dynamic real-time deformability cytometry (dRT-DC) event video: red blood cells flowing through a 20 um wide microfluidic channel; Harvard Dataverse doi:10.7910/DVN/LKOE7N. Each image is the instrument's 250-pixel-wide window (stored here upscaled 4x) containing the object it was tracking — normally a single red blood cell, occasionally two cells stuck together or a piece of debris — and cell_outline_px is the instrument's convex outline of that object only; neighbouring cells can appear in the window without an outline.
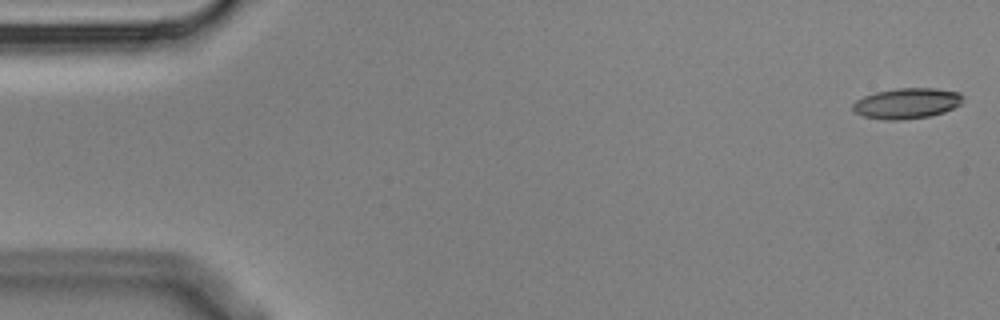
{"species": "Egyptian fruit bat (a non-hibernating species)", "species_latin": "Rousettus aegyptiacus", "temperature_condition": "cold", "stored_images_in_passage": 4, "camera_frame_rate_fps": 3000, "um_per_image_px": 0.085, "animal": {"sex": "male"}, "frame": {"image": 1, "passage_image": 1, "time_ms": 0.0, "image_size_px": [1000, 320], "cell_outline_px": [[964, 96], [960, 104], [944, 112], [928, 116], [900, 120], [884, 120], [864, 116], [856, 112], [852, 108], [852, 104], [856, 100], [864, 96], [876, 92], [896, 88], [936, 88], [960, 92]], "centroid_in_image_um": [77.08, 8.77], "position_along_channel_um": 7.9, "area_um2": 19.59}}
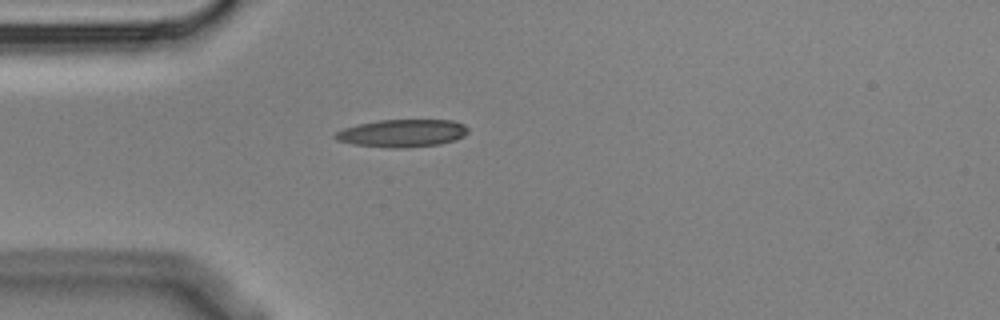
{"frame": {"image": 2, "passage_image": 4, "time_ms": 1.0, "image_size_px": [1000, 320], "cell_outline_px": [[468, 132], [464, 136], [456, 140], [440, 144], [404, 148], [388, 148], [352, 144], [336, 140], [332, 136], [336, 132], [344, 128], [360, 124], [380, 120], [452, 120], [464, 124], [468, 128]], "centroid_in_image_um": [34.2, 11.33], "position_along_channel_um": 50.8, "area_um2": 21.5}}